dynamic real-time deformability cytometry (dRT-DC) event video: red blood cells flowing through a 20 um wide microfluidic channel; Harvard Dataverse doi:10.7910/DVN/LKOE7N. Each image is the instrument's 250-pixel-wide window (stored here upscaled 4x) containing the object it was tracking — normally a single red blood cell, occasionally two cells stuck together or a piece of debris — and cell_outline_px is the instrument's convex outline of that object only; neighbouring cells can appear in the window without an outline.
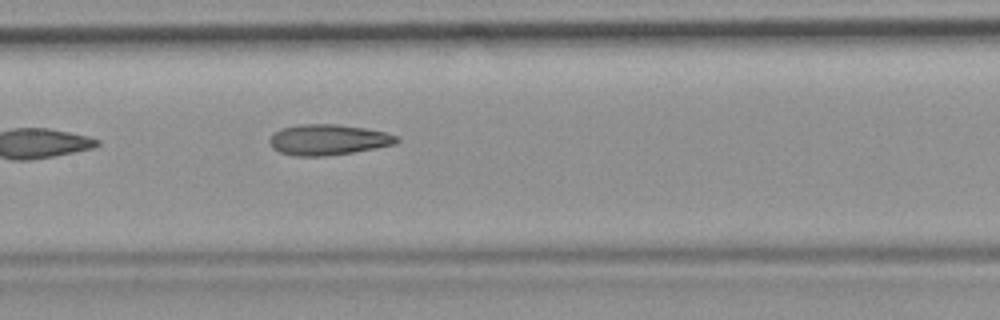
{"species": "common noctule bat (a hibernating species)", "species_latin": "Nyctalus noctula", "temperature_condition": "room temperature", "stored_images_in_passage": 7, "camera_frame_rate_fps": 3000, "um_per_image_px": 0.085, "animal": {"sex": "female", "body_mass_g": 19.9}, "frame": {"image": 1, "passage_image": 7, "time_ms": 8.0, "image_size_px": [1000, 320], "cell_outline_px": [[400, 140], [396, 144], [376, 148], [352, 152], [324, 156], [292, 156], [280, 152], [272, 148], [268, 140], [280, 128], [300, 124], [336, 124], [364, 128], [384, 132], [396, 136]], "centroid_in_image_um": [27.87, 11.88], "position_along_channel_um": 179.5, "area_um2": 22.66}}